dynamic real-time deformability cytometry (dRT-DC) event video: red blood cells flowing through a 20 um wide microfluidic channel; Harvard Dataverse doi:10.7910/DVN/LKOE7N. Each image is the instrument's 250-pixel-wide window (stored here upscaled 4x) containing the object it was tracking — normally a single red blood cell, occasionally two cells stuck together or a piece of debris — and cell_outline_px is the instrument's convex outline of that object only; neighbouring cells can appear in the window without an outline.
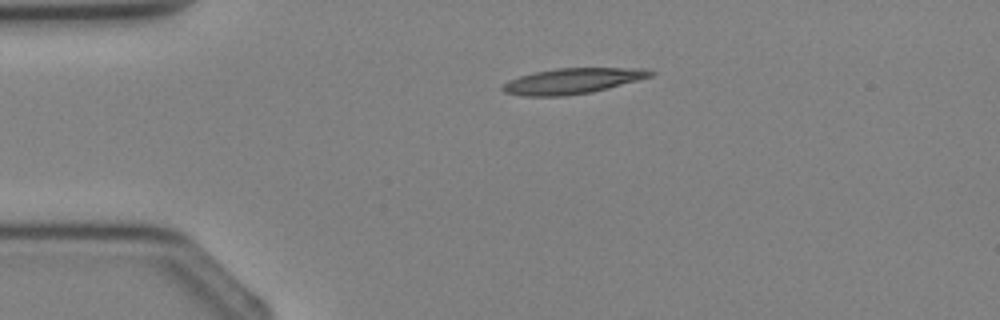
{"species": "Egyptian fruit bat (a non-hibernating species)", "species_latin": "Rousettus aegyptiacus", "temperature_condition": "cold", "stored_images_in_passage": 2, "camera_frame_rate_fps": 3000, "um_per_image_px": 0.085, "animal": {"sex": "female"}, "frame": {"image": 1, "passage_image": 1, "time_ms": 0.0, "image_size_px": [1000, 320], "cell_outline_px": [[656, 72], [652, 76], [608, 88], [592, 92], [564, 96], [524, 96], [504, 92], [500, 88], [508, 80], [520, 76], [536, 72], [556, 68], [644, 68]], "centroid_in_image_um": [48.66, 6.88], "position_along_channel_um": 36.3, "area_um2": 21.96}}